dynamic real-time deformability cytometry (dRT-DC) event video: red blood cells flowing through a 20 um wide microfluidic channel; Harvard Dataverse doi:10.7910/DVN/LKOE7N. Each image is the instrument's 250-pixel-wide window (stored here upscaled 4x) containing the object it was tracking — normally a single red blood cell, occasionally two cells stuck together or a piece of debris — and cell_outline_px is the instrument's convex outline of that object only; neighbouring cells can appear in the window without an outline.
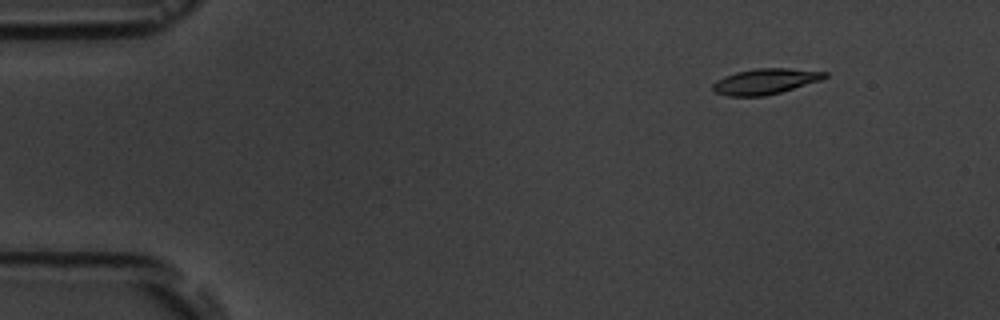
{"species": "common noctule bat (a hibernating species)", "species_latin": "Nyctalus noctula", "temperature_condition": "room temperature", "stored_images_in_passage": 5, "camera_frame_rate_fps": 3000, "um_per_image_px": 0.085, "animal": {"sex": "male", "body_mass_g": 19.5, "forearm_length_mm": 54.6}, "frame": {"image": 1, "passage_image": 2, "time_ms": 1.333, "image_size_px": [1000, 320], "cell_outline_px": [[828, 76], [820, 80], [780, 92], [764, 96], [728, 96], [716, 92], [712, 88], [712, 84], [716, 80], [724, 76], [736, 72], [756, 68], [788, 68], [828, 72]], "centroid_in_image_um": [65.03, 6.91], "position_along_channel_um": 20.0, "area_um2": 16.59}}
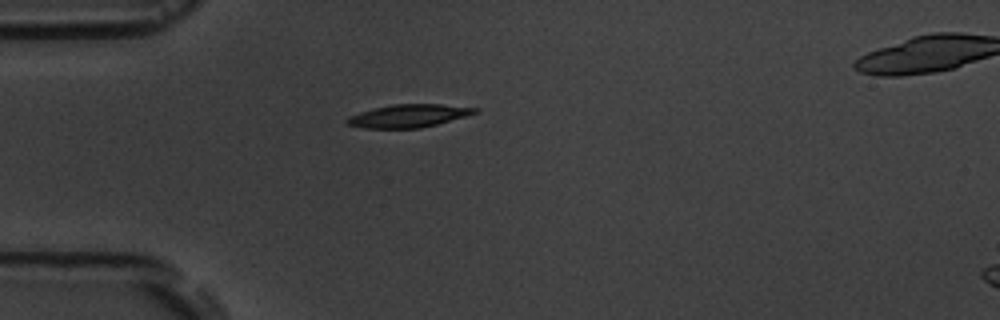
{"frame": {"image": 2, "passage_image": 4, "time_ms": 4.333, "image_size_px": [1000, 320], "cell_outline_px": [[480, 112], [468, 116], [420, 128], [364, 128], [348, 124], [344, 120], [348, 116], [360, 112], [392, 104], [440, 104], [480, 108]], "centroid_in_image_um": [34.77, 9.84], "position_along_channel_um": 50.2, "area_um2": 17.11}}